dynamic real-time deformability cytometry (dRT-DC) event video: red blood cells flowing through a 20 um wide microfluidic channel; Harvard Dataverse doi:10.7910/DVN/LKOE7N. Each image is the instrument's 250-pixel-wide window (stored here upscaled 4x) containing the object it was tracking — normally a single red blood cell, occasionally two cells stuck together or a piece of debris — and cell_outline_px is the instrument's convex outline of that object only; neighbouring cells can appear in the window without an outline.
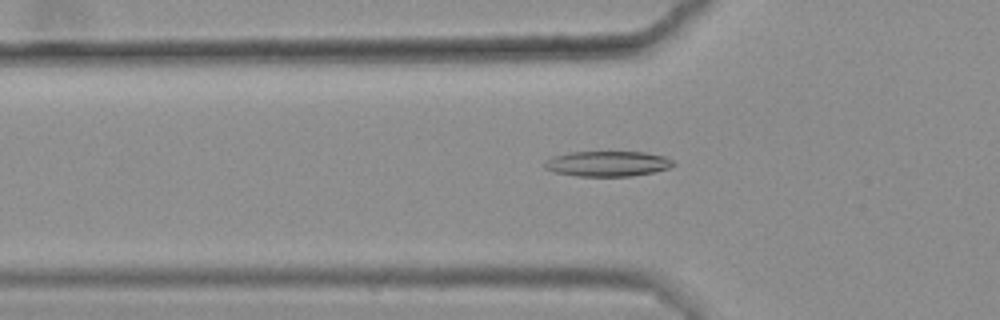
{"species": "common noctule bat (a hibernating species)", "species_latin": "Nyctalus noctula", "temperature_condition": "warm", "stored_images_in_passage": 37, "camera_frame_rate_fps": 3000, "um_per_image_px": 0.085, "animal": {"sex": "female", "body_mass_g": 25.1}, "frame": {"image": 1, "passage_image": 6, "time_ms": 1.667, "image_size_px": [1000, 320], "cell_outline_px": [[676, 164], [668, 168], [652, 172], [632, 176], [576, 176], [552, 172], [544, 168], [544, 164], [548, 160], [556, 156], [568, 152], [648, 152], [664, 156], [672, 160]], "centroid_in_image_um": [51.65, 13.92], "position_along_channel_um": 74.2, "area_um2": 18.96}}
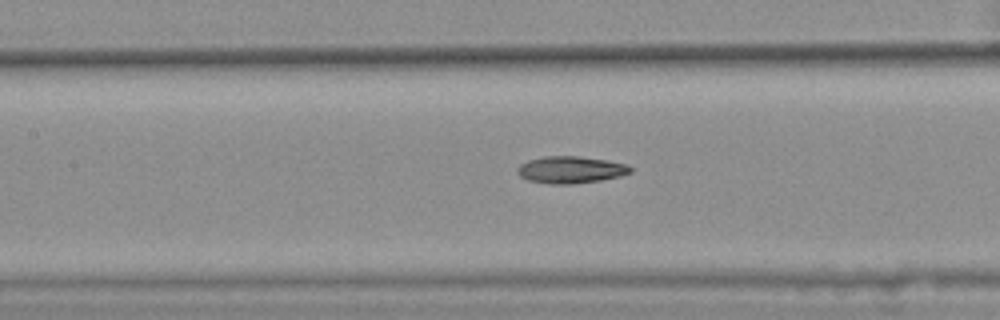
{"frame": {"image": 2, "passage_image": 13, "time_ms": 4.0, "image_size_px": [1000, 320], "cell_outline_px": [[632, 172], [620, 176], [600, 180], [572, 184], [548, 184], [528, 180], [520, 176], [516, 172], [516, 168], [520, 164], [528, 160], [544, 156], [580, 156], [608, 160], [628, 164], [632, 168]], "centroid_in_image_um": [48.5, 14.42], "position_along_channel_um": 158.9, "area_um2": 17.98}}
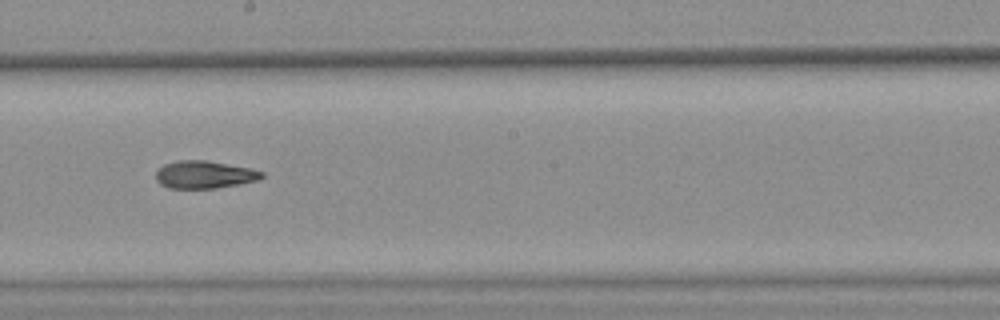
{"frame": {"image": 3, "passage_image": 19, "time_ms": 6.0, "image_size_px": [1000, 320], "cell_outline_px": [[264, 176], [256, 180], [240, 184], [216, 188], [168, 188], [160, 184], [156, 180], [156, 172], [164, 164], [180, 160], [208, 160], [248, 168], [264, 172]], "centroid_in_image_um": [17.36, 14.84], "position_along_channel_um": 230.8, "area_um2": 16.94}, "authors_computed_cell_mechanics": {"area_um2": 17.2244, "velocity_mm_per_s": 3.6087, "shape_relaxation_time_tau1_ms": null, "shape_relaxation_time_tau2_ms": 6.2513, "deformation_change_tau1": null, "deformation_change_tau2": 0.1439}}